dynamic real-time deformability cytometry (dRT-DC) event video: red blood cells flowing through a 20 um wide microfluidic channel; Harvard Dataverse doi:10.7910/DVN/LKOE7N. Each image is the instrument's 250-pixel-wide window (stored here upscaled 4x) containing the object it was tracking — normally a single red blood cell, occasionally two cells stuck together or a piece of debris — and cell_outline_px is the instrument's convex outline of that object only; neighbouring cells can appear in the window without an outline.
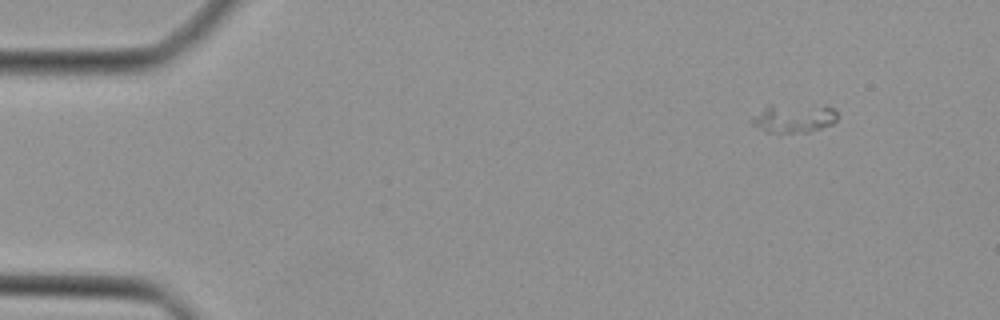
{"species": "Egyptian fruit bat (a non-hibernating species)", "species_latin": "Rousettus aegyptiacus", "temperature_condition": "cold", "stored_images_in_passage": 10, "camera_frame_rate_fps": 3000, "um_per_image_px": 0.085, "animal": {"sex": "female"}, "frame": {"image": 1, "passage_image": 1, "time_ms": 0.0, "image_size_px": [1000, 320], "cell_outline_px": [[836, 120], [832, 124], [808, 132], [764, 132], [752, 124], [752, 120], [768, 104], [772, 104], [832, 108], [836, 112]], "centroid_in_image_um": [67.44, 10.07], "position_along_channel_um": 17.6, "area_um2": 13.7}}
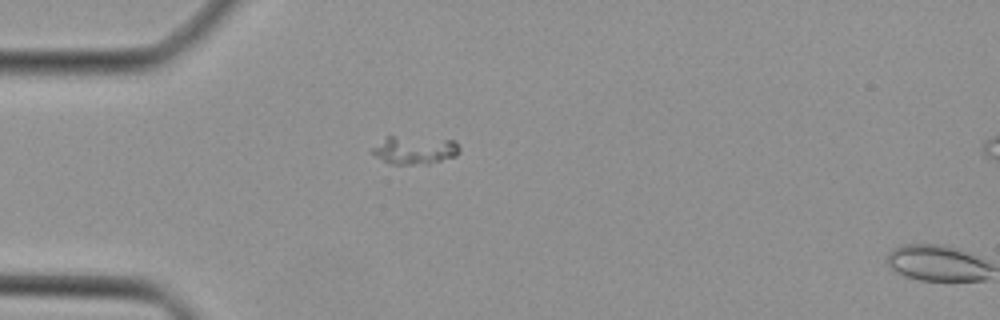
{"frame": {"image": 2, "passage_image": 9, "time_ms": 2.667, "image_size_px": [1000, 320], "cell_outline_px": [[460, 152], [456, 156], [428, 164], [388, 164], [372, 152], [372, 148], [388, 136], [392, 136], [456, 140], [460, 148]], "centroid_in_image_um": [35.3, 12.76], "position_along_channel_um": 49.7, "area_um2": 14.16}}